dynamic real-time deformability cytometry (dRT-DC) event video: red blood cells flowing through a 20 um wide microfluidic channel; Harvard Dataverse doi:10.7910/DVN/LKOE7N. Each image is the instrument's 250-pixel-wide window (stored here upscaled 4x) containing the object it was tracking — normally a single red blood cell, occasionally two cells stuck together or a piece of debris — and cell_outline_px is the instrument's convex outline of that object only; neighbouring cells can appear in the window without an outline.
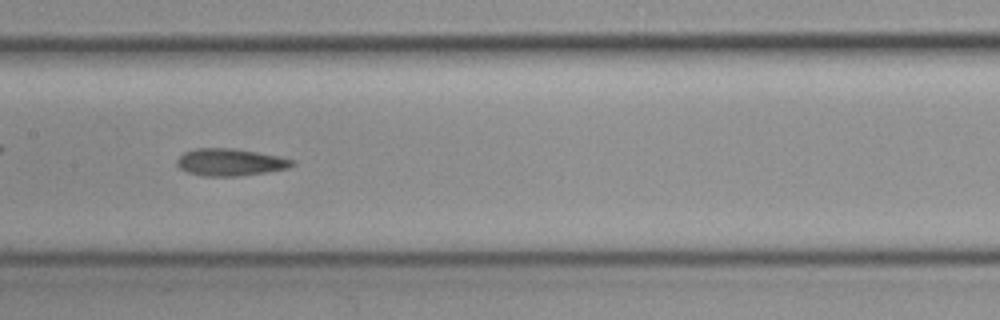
{"species": "common noctule bat (a hibernating species)", "species_latin": "Nyctalus noctula", "temperature_condition": "cold", "stored_images_in_passage": 29, "camera_frame_rate_fps": 3000, "um_per_image_px": 0.085, "animal": {"sex": "female", "body_mass_g": 19.3, "forearm_length_mm": 54.1}, "frame": {"image": 1, "passage_image": 16, "time_ms": 5.0, "image_size_px": [1000, 320], "cell_outline_px": [[296, 164], [288, 168], [264, 172], [236, 176], [204, 176], [188, 172], [180, 168], [176, 164], [176, 160], [184, 152], [196, 148], [232, 148], [256, 152], [296, 160]], "centroid_in_image_um": [19.55, 13.78], "position_along_channel_um": 187.8, "area_um2": 18.09}}
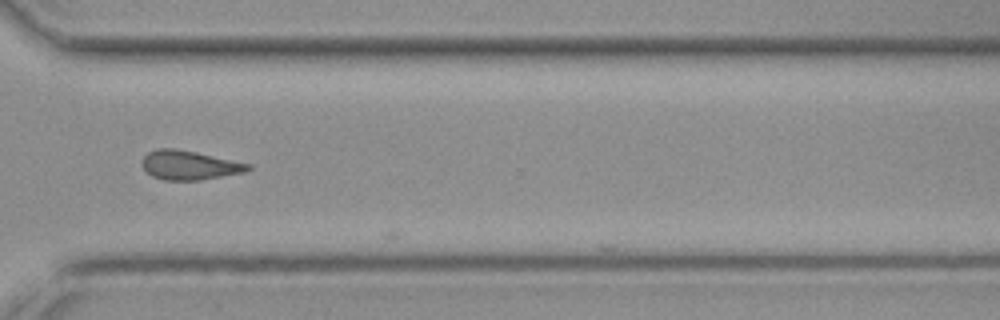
{"frame": {"image": 2, "passage_image": 28, "time_ms": 9.0, "image_size_px": [1000, 320], "cell_outline_px": [[252, 168], [244, 172], [200, 180], [164, 180], [152, 176], [140, 164], [144, 156], [148, 152], [156, 148], [176, 148], [196, 152], [252, 164]], "centroid_in_image_um": [16.08, 14.03], "position_along_channel_um": 354.5, "area_um2": 18.03}}